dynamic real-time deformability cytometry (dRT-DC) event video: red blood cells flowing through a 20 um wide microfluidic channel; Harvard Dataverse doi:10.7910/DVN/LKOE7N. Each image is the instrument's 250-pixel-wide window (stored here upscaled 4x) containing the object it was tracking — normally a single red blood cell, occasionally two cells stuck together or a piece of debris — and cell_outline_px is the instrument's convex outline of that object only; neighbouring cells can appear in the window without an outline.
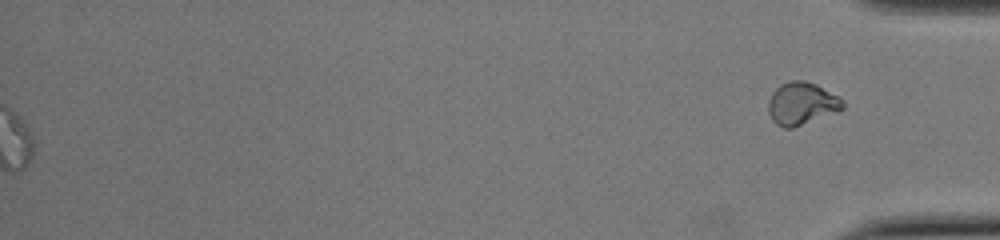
{"species": "common noctule bat (a hibernating species)", "species_latin": "Nyctalus noctula", "temperature_condition": "cold", "stored_images_in_passage": 40, "segment_of_instrument_passage": [2, 2], "camera_frame_rate_fps": 3000, "um_per_image_px": 0.085, "animal": {"sex": "female", "body_mass_g": 22.0, "forearm_length_mm": 56.7}, "frame": {"image": 1, "passage_image": 40, "time_ms": 13.0, "image_size_px": [1000, 240], "cell_outline_px": [[844, 108], [792, 128], [784, 128], [776, 124], [772, 120], [768, 112], [768, 100], [772, 92], [780, 84], [792, 80], [804, 80], [816, 84], [840, 96], [844, 100]], "centroid_in_image_um": [68.12, 8.78], "position_along_channel_um": 367.1, "area_um2": 18.44}}